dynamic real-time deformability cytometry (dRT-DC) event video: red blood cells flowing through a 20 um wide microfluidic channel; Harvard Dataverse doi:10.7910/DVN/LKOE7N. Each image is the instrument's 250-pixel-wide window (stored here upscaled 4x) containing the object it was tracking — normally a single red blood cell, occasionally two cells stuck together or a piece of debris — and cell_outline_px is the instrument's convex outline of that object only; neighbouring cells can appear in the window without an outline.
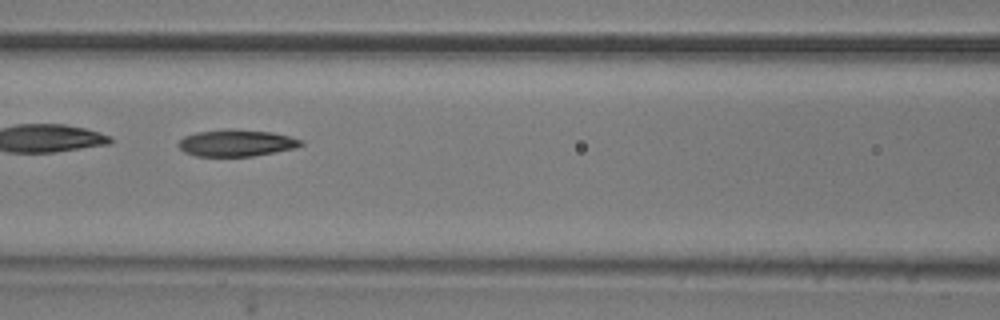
{"species": "common noctule bat (a hibernating species)", "species_latin": "Nyctalus noctula", "temperature_condition": "room temperature", "stored_images_in_passage": 52, "camera_frame_rate_fps": 3000, "um_per_image_px": 0.085, "animal": {"sex": "male", "body_mass_g": 20.5, "forearm_length_mm": 52.5}, "frame": {"image": 1, "passage_image": 23, "time_ms": 7.333, "image_size_px": [1000, 320], "cell_outline_px": [[304, 144], [296, 148], [252, 156], [196, 156], [184, 152], [176, 144], [184, 136], [196, 132], [228, 128], [272, 132], [304, 140]], "centroid_in_image_um": [20.08, 12.14], "position_along_channel_um": 146.5, "area_um2": 19.25}}
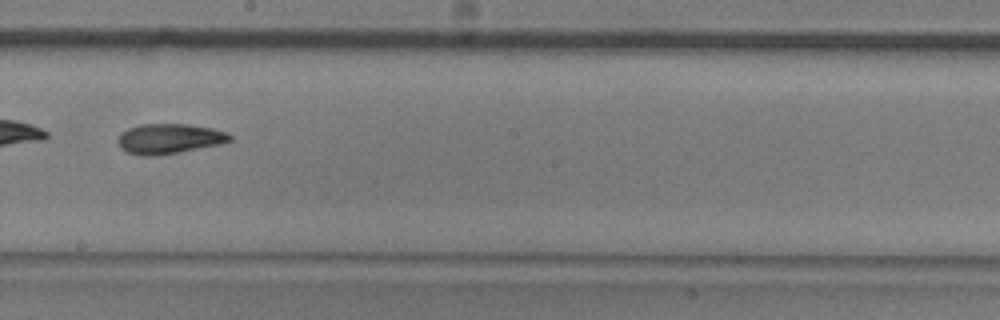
{"frame": {"image": 2, "passage_image": 30, "time_ms": 9.667, "image_size_px": [1000, 320], "cell_outline_px": [[232, 140], [220, 144], [176, 152], [152, 156], [140, 156], [124, 152], [120, 148], [120, 136], [128, 128], [140, 124], [188, 124], [212, 128], [228, 132], [232, 136]], "centroid_in_image_um": [14.4, 11.79], "position_along_channel_um": 233.8, "area_um2": 19.42}, "authors_computed_cell_mechanics": {"area_um2": 20.0277, "velocity_mm_per_s": 3.7492, "shape_relaxation_time_tau1_ms": 4.4886, "shape_relaxation_time_tau2_ms": 3.2177, "deformation_change_tau1": 0.1628, "deformation_change_tau2": 0.0992}}